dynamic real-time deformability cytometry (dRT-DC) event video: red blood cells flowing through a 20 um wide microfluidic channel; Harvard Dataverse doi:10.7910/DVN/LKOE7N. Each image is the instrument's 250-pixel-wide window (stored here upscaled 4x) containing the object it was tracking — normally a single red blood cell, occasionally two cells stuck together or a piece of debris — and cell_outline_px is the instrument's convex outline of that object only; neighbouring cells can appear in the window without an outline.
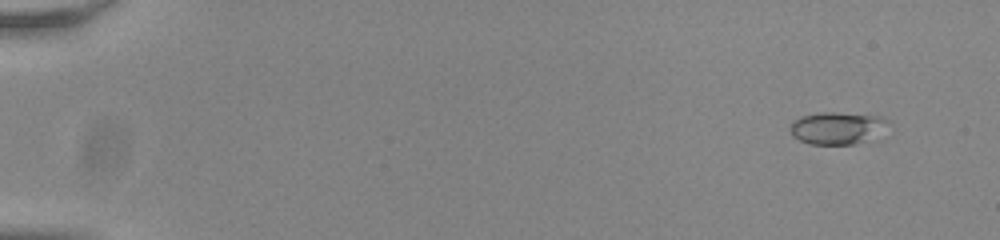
{"species": "common noctule bat (a hibernating species)", "species_latin": "Nyctalus noctula", "temperature_condition": "room temperature", "stored_images_in_passage": 56, "camera_frame_rate_fps": 3000, "um_per_image_px": 0.085, "animal": {"sex": "male", "body_mass_g": 20.0, "forearm_length_mm": 53.3}, "frame": {"image": 1, "passage_image": 5, "time_ms": 1.333, "image_size_px": [1000, 240], "cell_outline_px": [[888, 120], [860, 140], [852, 144], [808, 144], [792, 136], [792, 124], [800, 116], [820, 112], [832, 112], [880, 116]], "centroid_in_image_um": [70.95, 10.85], "position_along_channel_um": 14.0, "area_um2": 16.99}}
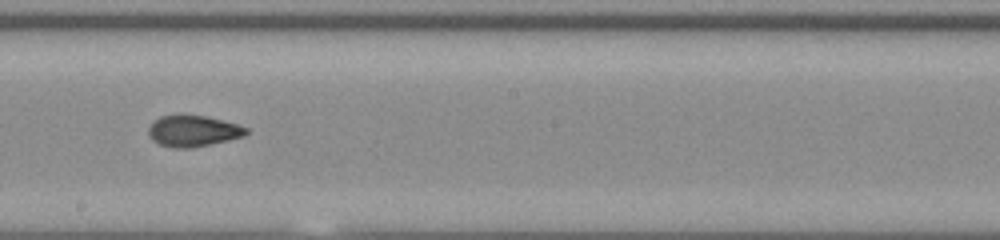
{"frame": {"image": 2, "passage_image": 34, "time_ms": 11.0, "image_size_px": [1000, 240], "cell_outline_px": [[248, 132], [244, 136], [228, 140], [192, 148], [172, 148], [160, 144], [152, 140], [148, 136], [148, 128], [160, 116], [180, 112], [204, 116], [224, 120], [248, 128]], "centroid_in_image_um": [16.38, 11.1], "position_along_channel_um": 231.8, "area_um2": 18.15}}
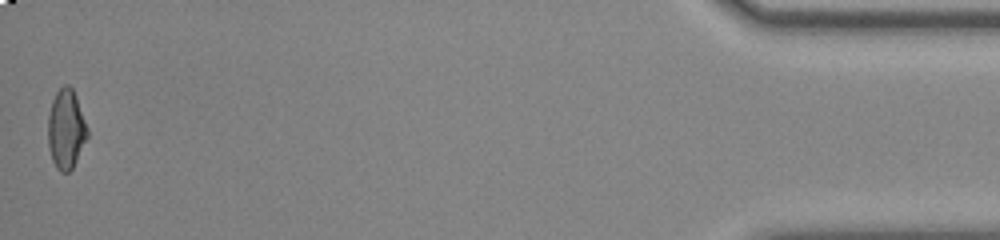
{"frame": {"image": 3, "passage_image": 56, "time_ms": 18.333, "image_size_px": [1000, 240], "cell_outline_px": [[88, 136], [72, 168], [68, 172], [60, 172], [56, 168], [52, 160], [48, 144], [48, 116], [52, 100], [56, 92], [64, 84], [68, 84], [72, 88], [76, 96], [88, 128]], "centroid_in_image_um": [5.61, 10.96], "position_along_channel_um": 429.6, "area_um2": 18.21}, "authors_computed_cell_mechanics": {"area_um2": 17.8602, "velocity_mm_per_s": 3.8148, "shape_relaxation_time_tau1_ms": 5.7746, "shape_relaxation_time_tau2_ms": 1.6466, "deformation_change_tau1": 0.1641, "deformation_change_tau2": 0.0578}}